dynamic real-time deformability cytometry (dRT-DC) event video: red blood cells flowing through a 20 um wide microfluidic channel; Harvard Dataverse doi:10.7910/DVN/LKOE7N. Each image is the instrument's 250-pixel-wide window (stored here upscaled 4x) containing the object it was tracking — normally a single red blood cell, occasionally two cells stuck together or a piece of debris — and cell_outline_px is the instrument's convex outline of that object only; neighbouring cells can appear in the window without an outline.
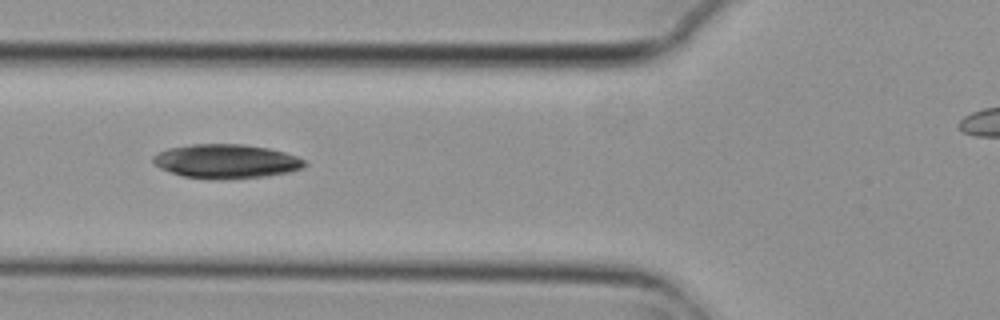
{"species": "common noctule bat (a hibernating species)", "species_latin": "Nyctalus noctula", "temperature_condition": "cold", "stored_images_in_passage": 6, "segment_of_instrument_passage": [1, 2], "camera_frame_rate_fps": 3000, "um_per_image_px": 0.085, "animal": {"sex": "female", "body_mass_g": 29.2, "forearm_length_mm": 56.3}, "frame": {"image": 1, "passage_image": 5, "time_ms": 1.333, "image_size_px": [1000, 320], "cell_outline_px": [[308, 164], [304, 168], [288, 172], [268, 176], [228, 180], [208, 180], [184, 176], [160, 168], [152, 160], [152, 156], [168, 148], [192, 144], [244, 144], [268, 148], [284, 152], [296, 156], [304, 160]], "centroid_in_image_um": [19.25, 13.72], "position_along_channel_um": 106.5, "area_um2": 30.4}}